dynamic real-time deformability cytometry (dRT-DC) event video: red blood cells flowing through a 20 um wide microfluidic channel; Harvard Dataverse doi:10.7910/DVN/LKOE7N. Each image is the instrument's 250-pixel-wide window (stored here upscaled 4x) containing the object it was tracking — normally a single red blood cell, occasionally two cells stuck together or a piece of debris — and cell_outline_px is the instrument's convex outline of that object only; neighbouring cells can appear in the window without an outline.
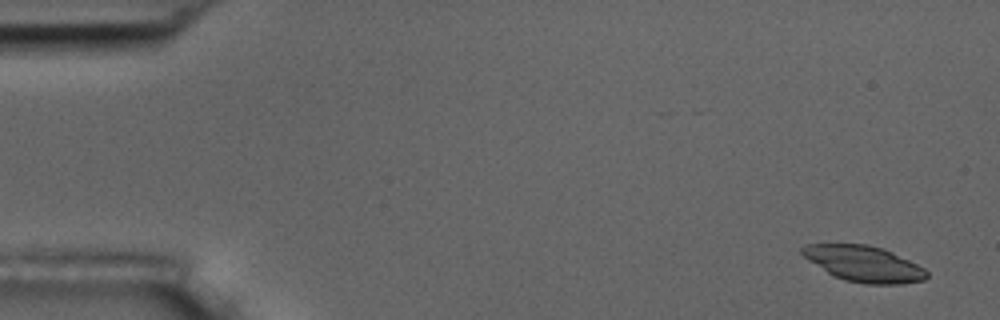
{"species": "common noctule bat (a hibernating species)", "species_latin": "Nyctalus noctula", "temperature_condition": "room temperature", "stored_images_in_passage": 5, "camera_frame_rate_fps": 3000, "um_per_image_px": 0.085, "animal": {"sex": "male", "body_mass_g": 17.5, "forearm_length_mm": 52.3}, "frame": {"image": 1, "passage_image": 1, "time_ms": 0.0, "image_size_px": [1000, 320], "cell_outline_px": [[928, 276], [924, 280], [900, 284], [864, 284], [844, 280], [828, 272], [808, 260], [800, 252], [800, 248], [804, 244], [868, 244], [884, 248], [924, 268], [928, 272]], "centroid_in_image_um": [73.42, 22.41], "position_along_channel_um": 11.6, "area_um2": 25.95}}
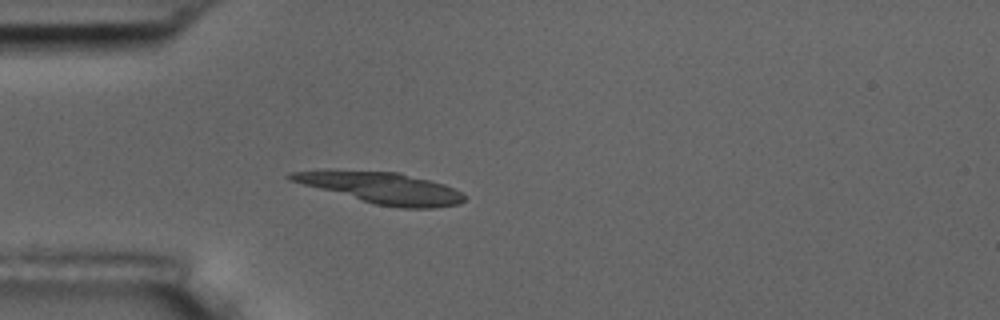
{"frame": {"image": 2, "passage_image": 5, "time_ms": 4.333, "image_size_px": [1000, 320], "cell_outline_px": [[464, 200], [460, 204], [432, 208], [400, 208], [376, 204], [288, 180], [284, 176], [288, 172], [328, 168], [400, 172], [444, 184], [460, 192], [464, 196]], "centroid_in_image_um": [32.34, 15.92], "position_along_channel_um": 52.7, "area_um2": 32.02}}